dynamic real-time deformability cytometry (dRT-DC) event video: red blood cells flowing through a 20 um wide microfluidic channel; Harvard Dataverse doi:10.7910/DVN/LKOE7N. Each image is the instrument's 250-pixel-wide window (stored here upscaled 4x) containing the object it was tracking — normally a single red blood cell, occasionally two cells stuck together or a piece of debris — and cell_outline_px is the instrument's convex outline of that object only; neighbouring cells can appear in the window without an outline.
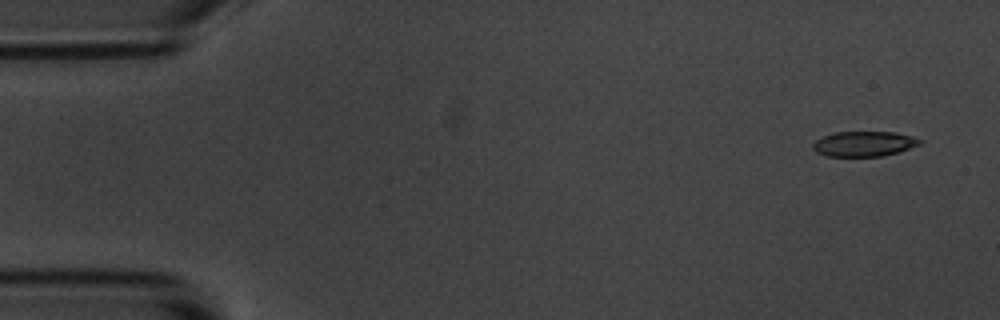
{"species": "common noctule bat (a hibernating species)", "species_latin": "Nyctalus noctula", "temperature_condition": "room temperature", "stored_images_in_passage": 4, "camera_frame_rate_fps": 3000, "um_per_image_px": 0.085, "animal": {"sex": "male", "body_mass_g": 20.1, "forearm_length_mm": 53.5}, "frame": {"image": 1, "passage_image": 1, "time_ms": 0.0, "image_size_px": [1000, 320], "cell_outline_px": [[924, 140], [920, 144], [896, 152], [880, 156], [828, 156], [816, 152], [812, 148], [812, 144], [816, 140], [824, 136], [836, 132], [896, 132], [912, 136]], "centroid_in_image_um": [73.43, 12.22], "position_along_channel_um": 11.6, "area_um2": 15.49}}
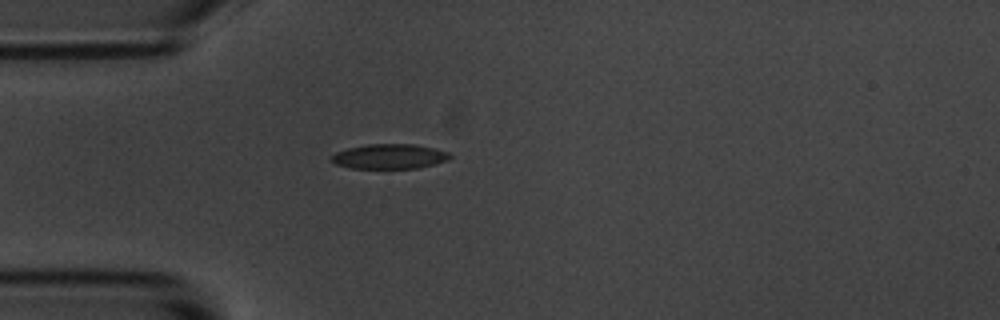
{"frame": {"image": 2, "passage_image": 4, "time_ms": 1.0, "image_size_px": [1000, 320], "cell_outline_px": [[452, 156], [448, 160], [436, 164], [416, 168], [352, 168], [336, 164], [332, 160], [332, 156], [336, 152], [348, 148], [368, 144], [412, 144], [432, 148], [448, 152]], "centroid_in_image_um": [33.13, 13.3], "position_along_channel_um": 51.9, "area_um2": 16.94}}